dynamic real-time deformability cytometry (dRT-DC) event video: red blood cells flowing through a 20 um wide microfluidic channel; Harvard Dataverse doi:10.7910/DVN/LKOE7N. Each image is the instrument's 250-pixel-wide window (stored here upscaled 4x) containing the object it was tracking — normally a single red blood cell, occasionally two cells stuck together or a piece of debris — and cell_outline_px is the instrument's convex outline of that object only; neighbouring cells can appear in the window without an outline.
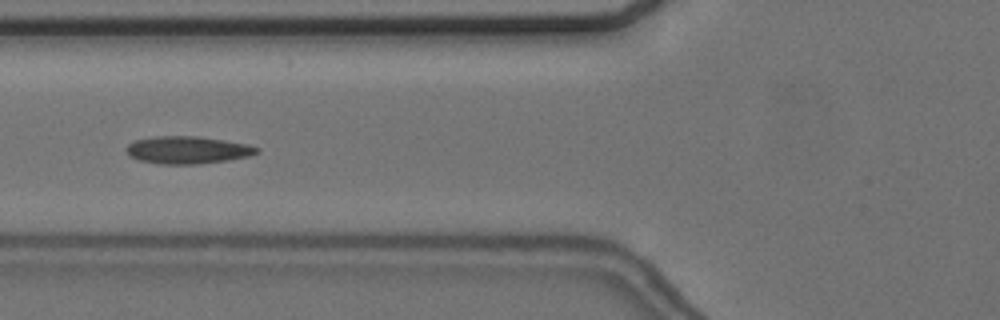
{"species": "common noctule bat (a hibernating species)", "species_latin": "Nyctalus noctula", "temperature_condition": "cold", "stored_images_in_passage": 41, "camera_frame_rate_fps": 3000, "um_per_image_px": 0.085, "animal": {"sex": "female", "body_mass_g": 24.6, "forearm_length_mm": 56.2}, "frame": {"image": 1, "passage_image": 7, "time_ms": 2.0, "image_size_px": [1000, 320], "cell_outline_px": [[260, 152], [248, 156], [228, 160], [196, 164], [160, 164], [140, 160], [128, 156], [124, 148], [128, 144], [136, 140], [156, 136], [196, 136], [224, 140], [248, 144], [260, 148]], "centroid_in_image_um": [15.93, 12.75], "position_along_channel_um": 109.9, "area_um2": 20.92}}
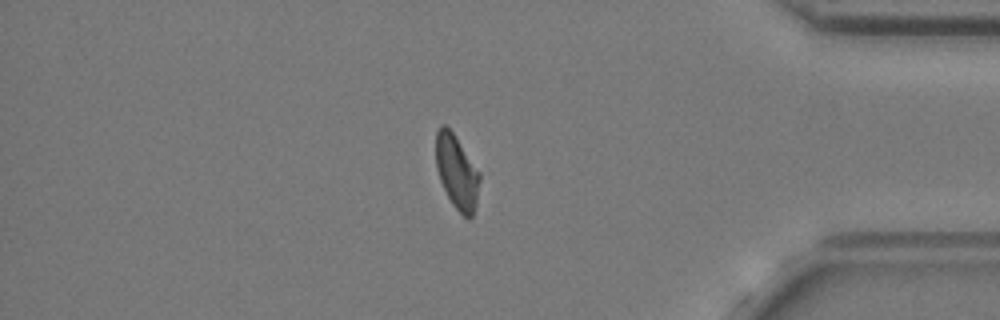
{"frame": {"image": 2, "passage_image": 33, "time_ms": 10.667, "image_size_px": [1000, 320], "cell_outline_px": [[480, 180], [476, 204], [472, 216], [468, 220], [452, 204], [440, 180], [436, 168], [436, 132], [440, 124], [444, 124], [452, 132], [480, 172]], "centroid_in_image_um": [38.82, 14.62], "position_along_channel_um": 396.4, "area_um2": 18.67}}
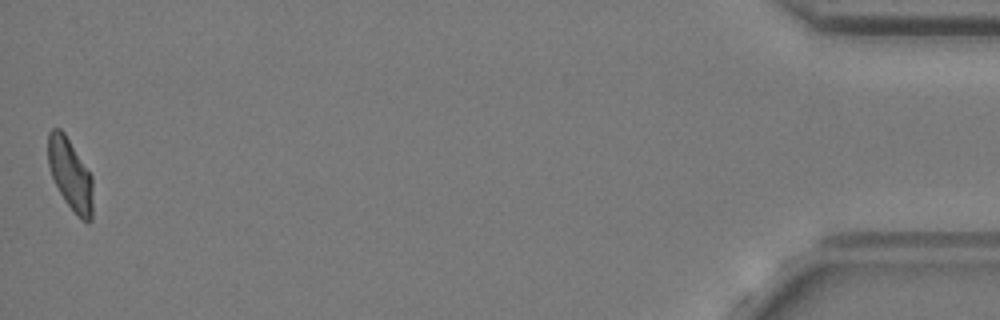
{"frame": {"image": 3, "passage_image": 41, "time_ms": 13.333, "image_size_px": [1000, 320], "cell_outline_px": [[92, 220], [88, 224], [80, 220], [64, 200], [52, 176], [48, 164], [48, 132], [52, 128], [60, 128], [64, 132], [92, 176]], "centroid_in_image_um": [5.98, 14.85], "position_along_channel_um": 429.2, "area_um2": 18.67}, "authors_computed_cell_mechanics": {"area_um2": 20.1722, "velocity_mm_per_s": 3.6352, "shape_relaxation_time_tau1_ms": null, "shape_relaxation_time_tau2_ms": 3.5634, "deformation_change_tau1": null, "deformation_change_tau2": 0.1268}}